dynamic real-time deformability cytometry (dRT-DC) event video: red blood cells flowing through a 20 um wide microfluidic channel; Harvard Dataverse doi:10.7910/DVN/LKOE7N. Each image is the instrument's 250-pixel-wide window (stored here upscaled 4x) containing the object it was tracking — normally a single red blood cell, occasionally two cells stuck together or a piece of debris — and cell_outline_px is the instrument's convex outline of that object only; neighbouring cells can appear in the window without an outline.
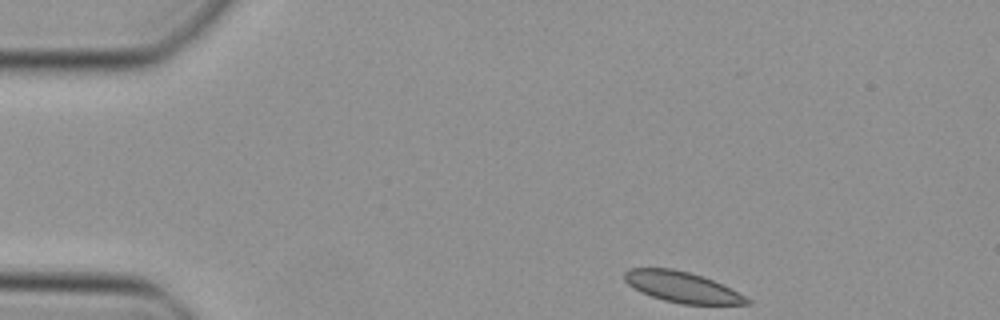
{"species": "Egyptian fruit bat (a non-hibernating species)", "species_latin": "Rousettus aegyptiacus", "temperature_condition": "cold", "stored_images_in_passage": 42, "camera_frame_rate_fps": 3000, "um_per_image_px": 0.085, "animal": {"sex": "female"}, "frame": {"image": 1, "passage_image": 1, "time_ms": 0.0, "image_size_px": [1000, 320], "cell_outline_px": [[752, 304], [680, 304], [664, 300], [640, 292], [628, 284], [624, 280], [624, 272], [628, 268], [672, 268], [704, 276], [752, 300]], "centroid_in_image_um": [57.93, 24.39], "position_along_channel_um": 27.1, "area_um2": 21.73}}
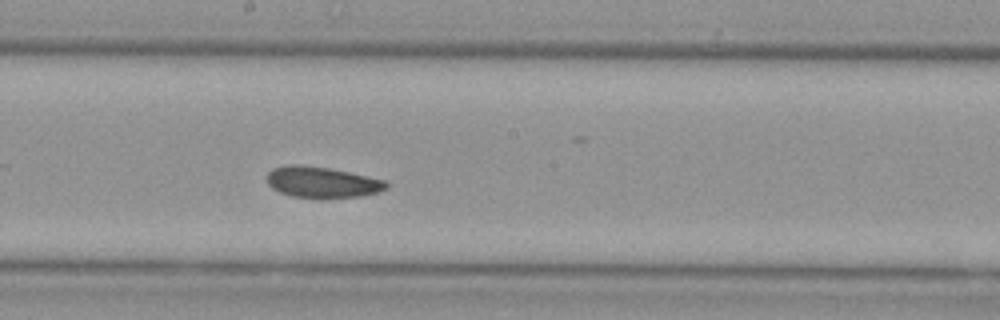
{"frame": {"image": 2, "passage_image": 20, "time_ms": 6.333, "image_size_px": [1000, 320], "cell_outline_px": [[388, 188], [380, 192], [360, 196], [320, 200], [292, 196], [280, 192], [272, 188], [268, 184], [268, 172], [272, 168], [284, 164], [300, 164], [328, 168], [388, 180]], "centroid_in_image_um": [27.39, 15.51], "position_along_channel_um": 220.8, "area_um2": 22.2}}
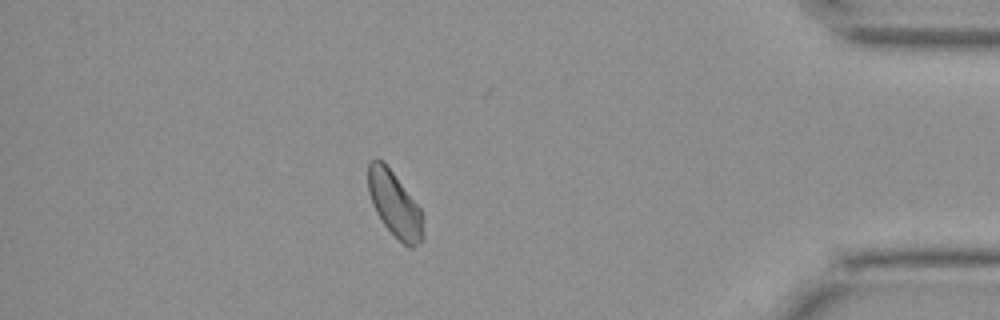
{"frame": {"image": 3, "passage_image": 36, "time_ms": 11.667, "image_size_px": [1000, 320], "cell_outline_px": [[424, 240], [412, 248], [408, 248], [380, 220], [372, 204], [368, 192], [368, 164], [372, 160], [384, 160], [420, 208], [424, 216]], "centroid_in_image_um": [33.57, 17.38], "position_along_channel_um": 401.6, "area_um2": 21.1}}